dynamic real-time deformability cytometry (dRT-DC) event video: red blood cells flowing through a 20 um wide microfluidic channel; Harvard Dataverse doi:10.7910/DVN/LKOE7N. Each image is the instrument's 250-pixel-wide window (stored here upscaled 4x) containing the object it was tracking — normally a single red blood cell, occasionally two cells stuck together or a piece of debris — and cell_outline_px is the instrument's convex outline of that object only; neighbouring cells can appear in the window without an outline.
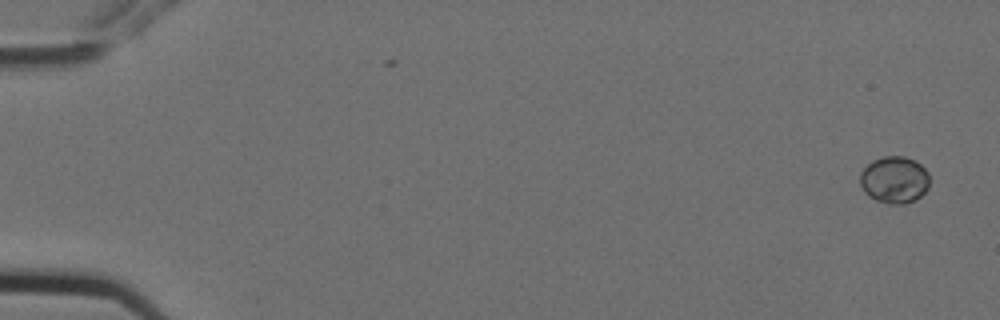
{"species": "Egyptian fruit bat (a non-hibernating species)", "species_latin": "Rousettus aegyptiacus", "temperature_condition": "cold", "stored_images_in_passage": 2, "camera_frame_rate_fps": 3000, "um_per_image_px": 0.085, "animal": {"sex": "female"}, "frame": {"image": 1, "passage_image": 2, "time_ms": 0.333, "image_size_px": [1000, 320], "cell_outline_px": [[928, 188], [916, 200], [904, 204], [888, 204], [876, 200], [868, 196], [864, 192], [860, 184], [860, 172], [872, 160], [884, 156], [904, 156], [920, 164], [928, 172]], "centroid_in_image_um": [76.0, 15.29], "position_along_channel_um": 9.0, "area_um2": 19.07}}